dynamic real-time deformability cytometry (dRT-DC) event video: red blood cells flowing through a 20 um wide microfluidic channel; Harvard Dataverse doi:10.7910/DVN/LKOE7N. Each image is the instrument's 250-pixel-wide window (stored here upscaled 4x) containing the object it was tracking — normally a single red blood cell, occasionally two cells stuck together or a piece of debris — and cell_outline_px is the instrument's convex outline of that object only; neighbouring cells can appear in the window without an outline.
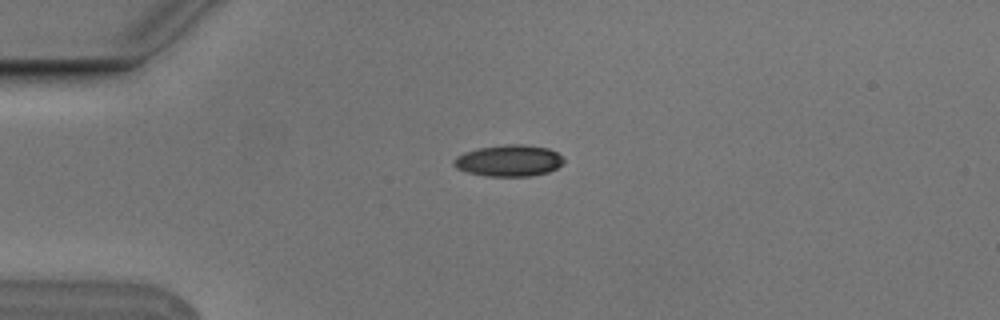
{"species": "Egyptian fruit bat (a non-hibernating species)", "species_latin": "Rousettus aegyptiacus", "temperature_condition": "cold", "stored_images_in_passage": 4, "camera_frame_rate_fps": 3000, "um_per_image_px": 0.085, "animal": {"sex": "male"}, "frame": {"image": 1, "passage_image": 3, "time_ms": 0.667, "image_size_px": [1000, 320], "cell_outline_px": [[564, 160], [556, 168], [548, 172], [532, 176], [488, 176], [468, 172], [456, 168], [452, 164], [452, 160], [456, 156], [464, 152], [476, 148], [504, 144], [524, 144], [548, 148], [564, 156]], "centroid_in_image_um": [43.23, 13.64], "position_along_channel_um": 41.8, "area_um2": 20.35}}